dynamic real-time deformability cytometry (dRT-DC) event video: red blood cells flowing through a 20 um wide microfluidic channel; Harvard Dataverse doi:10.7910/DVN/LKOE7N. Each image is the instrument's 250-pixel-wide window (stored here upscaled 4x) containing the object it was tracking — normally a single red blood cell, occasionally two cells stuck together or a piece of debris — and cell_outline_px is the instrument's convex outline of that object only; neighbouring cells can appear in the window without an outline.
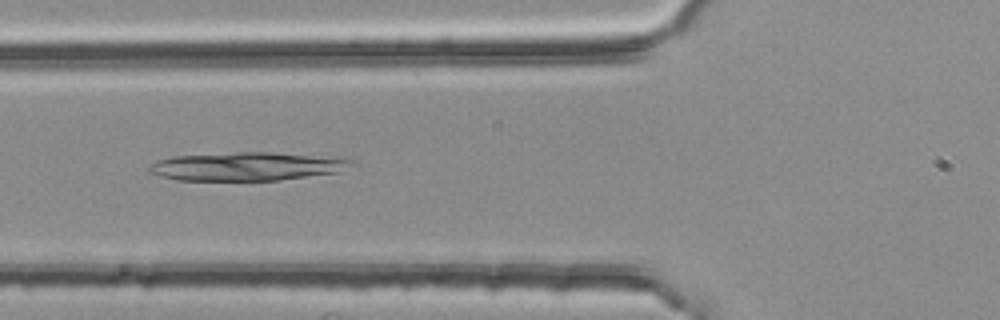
{"species": "common noctule bat (a hibernating species)", "species_latin": "Nyctalus noctula", "temperature_condition": "room temperature", "stored_images_in_passage": 53, "camera_frame_rate_fps": 3000, "um_per_image_px": 0.085, "animal": {"sex": "female", "body_mass_g": 25.1}, "frame": {"image": 1, "passage_image": 20, "time_ms": 6.333, "image_size_px": [1000, 320], "cell_outline_px": [[356, 164], [340, 172], [276, 180], [176, 180], [160, 176], [148, 172], [144, 168], [148, 164], [156, 160], [172, 156], [236, 152], [272, 152], [356, 160]], "centroid_in_image_um": [20.89, 14.14], "position_along_channel_um": 104.9, "area_um2": 33.58}}
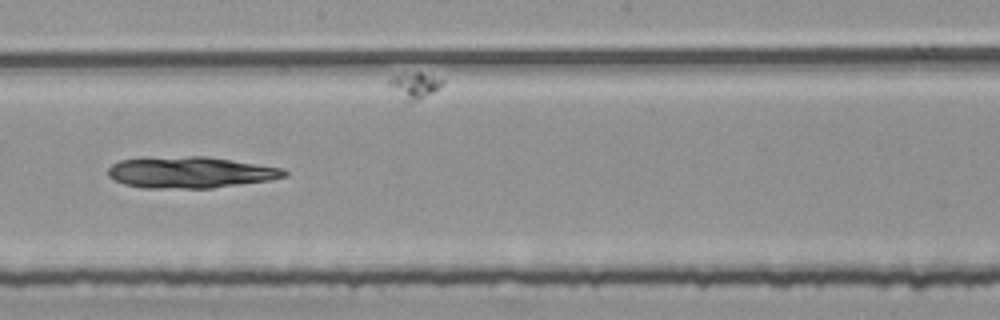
{"frame": {"image": 2, "passage_image": 30, "time_ms": 9.667, "image_size_px": [1000, 320], "cell_outline_px": [[288, 176], [268, 180], [212, 188], [144, 188], [124, 184], [108, 176], [108, 168], [112, 164], [120, 160], [188, 156], [208, 156], [284, 168], [288, 172]], "centroid_in_image_um": [16.22, 14.65], "position_along_channel_um": 232.0, "area_um2": 32.02}}
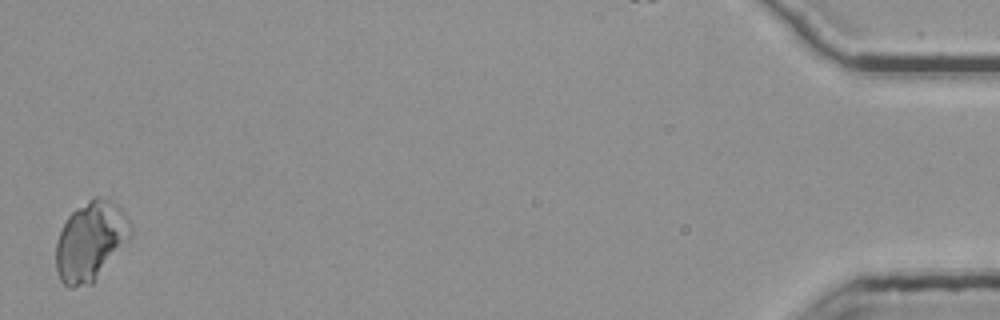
{"frame": {"image": 3, "passage_image": 53, "time_ms": 17.333, "image_size_px": [1000, 320], "cell_outline_px": [[132, 236], [92, 284], [72, 288], [68, 288], [60, 280], [56, 268], [56, 240], [68, 216], [76, 208], [92, 196], [100, 196], [124, 212], [132, 228]], "centroid_in_image_um": [7.68, 20.52], "position_along_channel_um": 427.5, "area_um2": 34.33}}